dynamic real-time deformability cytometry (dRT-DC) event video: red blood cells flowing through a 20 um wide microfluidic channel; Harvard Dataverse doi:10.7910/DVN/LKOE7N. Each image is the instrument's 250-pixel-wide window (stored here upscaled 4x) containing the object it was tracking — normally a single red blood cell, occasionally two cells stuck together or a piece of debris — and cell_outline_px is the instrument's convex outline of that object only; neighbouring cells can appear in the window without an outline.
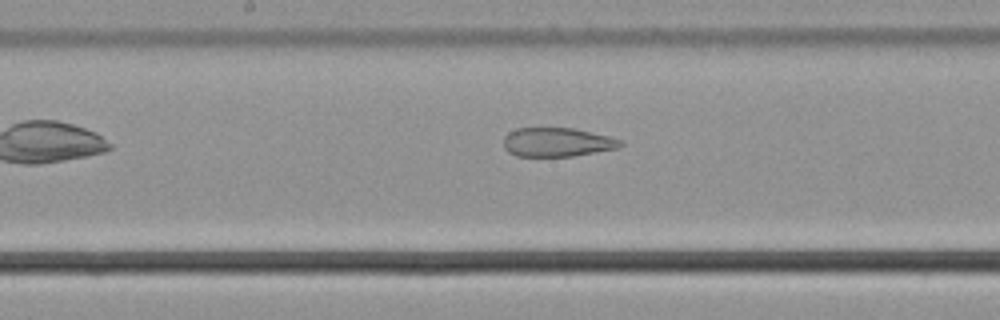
{"species": "common noctule bat (a hibernating species)", "species_latin": "Nyctalus noctula", "temperature_condition": "cold", "stored_images_in_passage": 37, "camera_frame_rate_fps": 3000, "um_per_image_px": 0.085, "animal": {"sex": "male", "body_mass_g": 21.5, "forearm_length_mm": 52.0}, "frame": {"image": 1, "passage_image": 11, "time_ms": 3.333, "image_size_px": [1000, 320], "cell_outline_px": [[624, 144], [616, 148], [572, 156], [516, 156], [508, 152], [504, 148], [504, 136], [508, 132], [516, 128], [576, 128], [608, 136], [620, 140]], "centroid_in_image_um": [47.31, 12.08], "position_along_channel_um": 200.9, "area_um2": 19.65}}
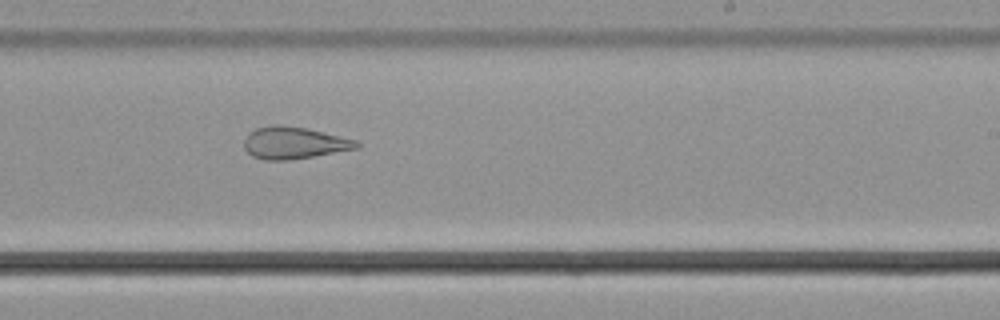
{"frame": {"image": 2, "passage_image": 16, "time_ms": 5.0, "image_size_px": [1000, 320], "cell_outline_px": [[360, 148], [288, 160], [264, 160], [252, 156], [244, 148], [244, 140], [248, 132], [256, 128], [272, 124], [276, 124], [304, 128], [356, 140], [360, 144]], "centroid_in_image_um": [24.95, 12.14], "position_along_channel_um": 264.1, "area_um2": 20.81}}